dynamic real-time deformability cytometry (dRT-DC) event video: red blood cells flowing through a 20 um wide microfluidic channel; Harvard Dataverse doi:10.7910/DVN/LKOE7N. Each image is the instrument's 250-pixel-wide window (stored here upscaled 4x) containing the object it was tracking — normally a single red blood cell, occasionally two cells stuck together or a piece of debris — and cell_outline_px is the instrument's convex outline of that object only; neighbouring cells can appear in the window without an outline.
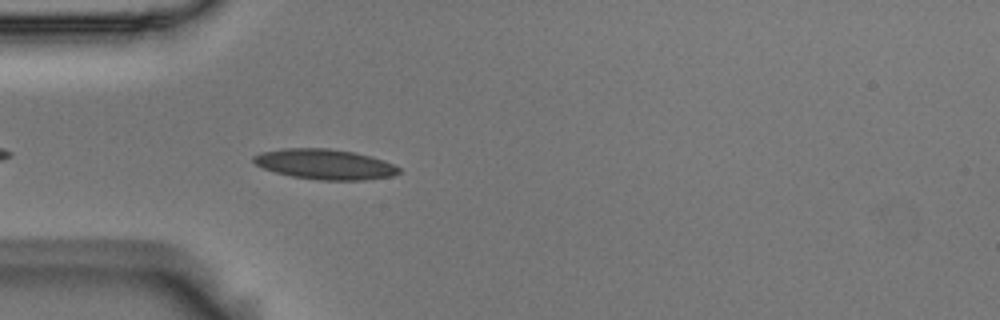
{"species": "Egyptian fruit bat (a non-hibernating species)", "species_latin": "Rousettus aegyptiacus", "temperature_condition": "room temperature", "stored_images_in_passage": 11, "camera_frame_rate_fps": 3000, "um_per_image_px": 0.085, "animal": {"sex": "male"}, "frame": {"image": 1, "passage_image": 4, "time_ms": 1.0, "image_size_px": [1000, 320], "cell_outline_px": [[400, 172], [392, 176], [364, 180], [320, 180], [292, 176], [276, 172], [264, 168], [256, 164], [252, 160], [252, 156], [260, 152], [284, 148], [328, 148], [352, 152], [372, 156], [384, 160], [400, 168]], "centroid_in_image_um": [27.61, 13.95], "position_along_channel_um": 57.4, "area_um2": 25.55}}
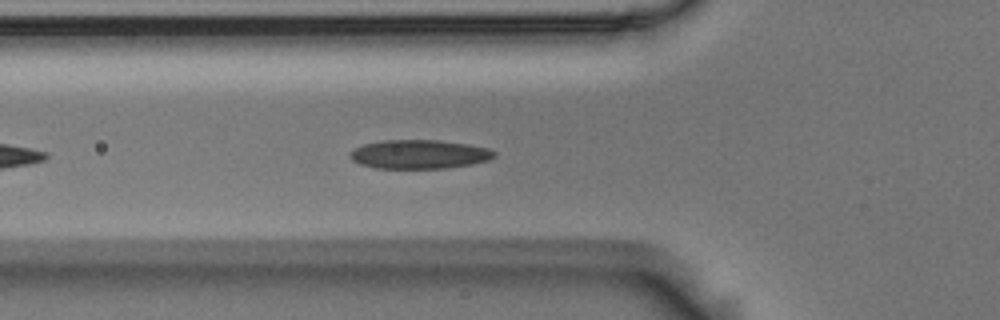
{"frame": {"image": 2, "passage_image": 7, "time_ms": 2.0, "image_size_px": [1000, 320], "cell_outline_px": [[496, 156], [488, 160], [472, 164], [444, 168], [376, 168], [360, 164], [352, 160], [348, 156], [348, 152], [352, 148], [364, 144], [384, 140], [440, 140], [468, 144], [488, 148], [496, 152]], "centroid_in_image_um": [35.6, 13.11], "position_along_channel_um": 90.2, "area_um2": 24.45}}